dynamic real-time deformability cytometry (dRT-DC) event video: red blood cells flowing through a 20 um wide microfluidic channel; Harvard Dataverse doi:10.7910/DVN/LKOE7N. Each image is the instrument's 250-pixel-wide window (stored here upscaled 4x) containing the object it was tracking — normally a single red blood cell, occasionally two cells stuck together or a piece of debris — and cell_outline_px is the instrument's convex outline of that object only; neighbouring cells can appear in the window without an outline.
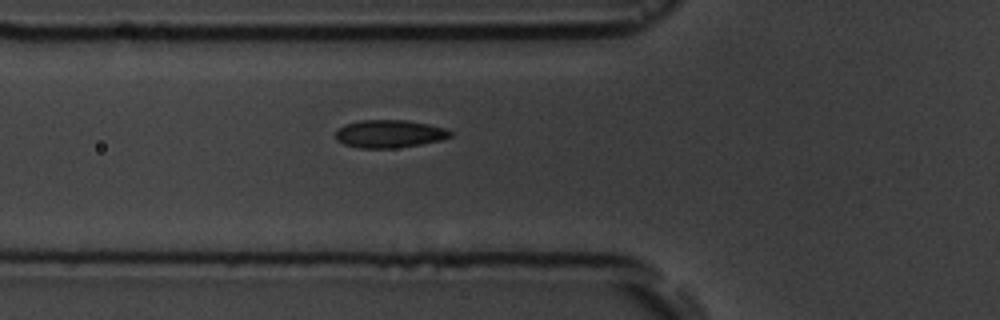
{"species": "common noctule bat (a hibernating species)", "species_latin": "Nyctalus noctula", "temperature_condition": "room temperature", "stored_images_in_passage": 5, "camera_frame_rate_fps": 3000, "um_per_image_px": 0.085, "animal": {"sex": "male", "body_mass_g": 19.5, "forearm_length_mm": 54.6}, "frame": {"image": 1, "passage_image": 5, "time_ms": 5.333, "image_size_px": [1000, 320], "cell_outline_px": [[452, 136], [444, 140], [396, 148], [360, 148], [344, 144], [336, 140], [336, 128], [344, 124], [360, 120], [404, 120], [428, 124], [444, 128], [452, 132]], "centroid_in_image_um": [33.08, 11.37], "position_along_channel_um": 92.7, "area_um2": 18.73}}